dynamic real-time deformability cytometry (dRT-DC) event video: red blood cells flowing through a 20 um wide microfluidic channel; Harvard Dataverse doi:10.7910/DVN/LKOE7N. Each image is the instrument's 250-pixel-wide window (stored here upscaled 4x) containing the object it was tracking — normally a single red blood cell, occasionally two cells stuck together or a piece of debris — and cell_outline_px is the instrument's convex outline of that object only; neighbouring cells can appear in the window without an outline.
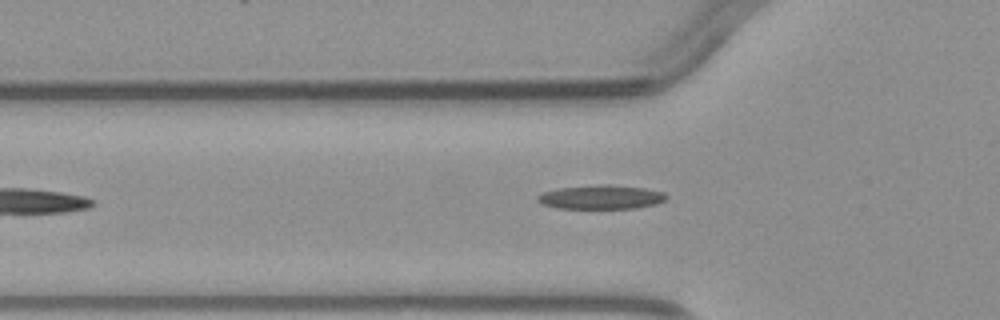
{"species": "common noctule bat (a hibernating species)", "species_latin": "Nyctalus noctula", "temperature_condition": "warm", "stored_images_in_passage": 5, "camera_frame_rate_fps": 3000, "um_per_image_px": 0.085, "animal": {"sex": "male", "body_mass_g": 23.1, "forearm_length_mm": 52.7}, "frame": {"image": 1, "passage_image": 5, "time_ms": 4.667, "image_size_px": [1000, 320], "cell_outline_px": [[668, 196], [664, 200], [656, 204], [636, 208], [556, 208], [540, 204], [536, 200], [536, 196], [544, 192], [556, 188], [600, 184], [608, 184], [644, 188], [664, 192]], "centroid_in_image_um": [51.05, 16.75], "position_along_channel_um": 74.7, "area_um2": 18.15}}